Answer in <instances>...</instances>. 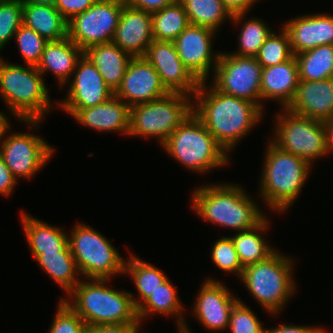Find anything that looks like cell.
<instances>
[{
  "mask_svg": "<svg viewBox=\"0 0 333 333\" xmlns=\"http://www.w3.org/2000/svg\"><path fill=\"white\" fill-rule=\"evenodd\" d=\"M264 113L255 102L223 93L207 81L200 82L193 96V114L227 153L256 127Z\"/></svg>",
  "mask_w": 333,
  "mask_h": 333,
  "instance_id": "1",
  "label": "cell"
},
{
  "mask_svg": "<svg viewBox=\"0 0 333 333\" xmlns=\"http://www.w3.org/2000/svg\"><path fill=\"white\" fill-rule=\"evenodd\" d=\"M246 192L239 184L216 182L196 187L190 203L194 213L204 221L236 232L246 231L267 216Z\"/></svg>",
  "mask_w": 333,
  "mask_h": 333,
  "instance_id": "2",
  "label": "cell"
},
{
  "mask_svg": "<svg viewBox=\"0 0 333 333\" xmlns=\"http://www.w3.org/2000/svg\"><path fill=\"white\" fill-rule=\"evenodd\" d=\"M36 66L7 62L0 56V98L15 120L37 130L49 111L57 108Z\"/></svg>",
  "mask_w": 333,
  "mask_h": 333,
  "instance_id": "3",
  "label": "cell"
},
{
  "mask_svg": "<svg viewBox=\"0 0 333 333\" xmlns=\"http://www.w3.org/2000/svg\"><path fill=\"white\" fill-rule=\"evenodd\" d=\"M266 145L258 195L268 210L282 214L298 200L312 167L307 160L278 148L270 140Z\"/></svg>",
  "mask_w": 333,
  "mask_h": 333,
  "instance_id": "4",
  "label": "cell"
},
{
  "mask_svg": "<svg viewBox=\"0 0 333 333\" xmlns=\"http://www.w3.org/2000/svg\"><path fill=\"white\" fill-rule=\"evenodd\" d=\"M111 279H82L60 300L66 302L89 326L140 323L129 291L111 288Z\"/></svg>",
  "mask_w": 333,
  "mask_h": 333,
  "instance_id": "5",
  "label": "cell"
},
{
  "mask_svg": "<svg viewBox=\"0 0 333 333\" xmlns=\"http://www.w3.org/2000/svg\"><path fill=\"white\" fill-rule=\"evenodd\" d=\"M161 146L171 158L196 174L225 167L231 158L193 113Z\"/></svg>",
  "mask_w": 333,
  "mask_h": 333,
  "instance_id": "6",
  "label": "cell"
},
{
  "mask_svg": "<svg viewBox=\"0 0 333 333\" xmlns=\"http://www.w3.org/2000/svg\"><path fill=\"white\" fill-rule=\"evenodd\" d=\"M295 261L276 250L268 258L244 267L240 281L268 315H279L293 294Z\"/></svg>",
  "mask_w": 333,
  "mask_h": 333,
  "instance_id": "7",
  "label": "cell"
},
{
  "mask_svg": "<svg viewBox=\"0 0 333 333\" xmlns=\"http://www.w3.org/2000/svg\"><path fill=\"white\" fill-rule=\"evenodd\" d=\"M68 234V245L81 277L110 279L124 275L126 259L101 232L78 222Z\"/></svg>",
  "mask_w": 333,
  "mask_h": 333,
  "instance_id": "8",
  "label": "cell"
},
{
  "mask_svg": "<svg viewBox=\"0 0 333 333\" xmlns=\"http://www.w3.org/2000/svg\"><path fill=\"white\" fill-rule=\"evenodd\" d=\"M192 113L193 97L183 93L132 106L128 136L154 137L161 146Z\"/></svg>",
  "mask_w": 333,
  "mask_h": 333,
  "instance_id": "9",
  "label": "cell"
},
{
  "mask_svg": "<svg viewBox=\"0 0 333 333\" xmlns=\"http://www.w3.org/2000/svg\"><path fill=\"white\" fill-rule=\"evenodd\" d=\"M273 118L274 130L270 141L278 148L307 160L329 155L325 122L307 118L280 108Z\"/></svg>",
  "mask_w": 333,
  "mask_h": 333,
  "instance_id": "10",
  "label": "cell"
},
{
  "mask_svg": "<svg viewBox=\"0 0 333 333\" xmlns=\"http://www.w3.org/2000/svg\"><path fill=\"white\" fill-rule=\"evenodd\" d=\"M212 76L210 82L219 91L255 102L261 108L262 66L255 57L221 51Z\"/></svg>",
  "mask_w": 333,
  "mask_h": 333,
  "instance_id": "11",
  "label": "cell"
},
{
  "mask_svg": "<svg viewBox=\"0 0 333 333\" xmlns=\"http://www.w3.org/2000/svg\"><path fill=\"white\" fill-rule=\"evenodd\" d=\"M125 0H96L67 23V36L83 51L112 42Z\"/></svg>",
  "mask_w": 333,
  "mask_h": 333,
  "instance_id": "12",
  "label": "cell"
},
{
  "mask_svg": "<svg viewBox=\"0 0 333 333\" xmlns=\"http://www.w3.org/2000/svg\"><path fill=\"white\" fill-rule=\"evenodd\" d=\"M55 149L41 135L33 132H10L0 145V155L11 173L18 180L32 179L48 164Z\"/></svg>",
  "mask_w": 333,
  "mask_h": 333,
  "instance_id": "13",
  "label": "cell"
},
{
  "mask_svg": "<svg viewBox=\"0 0 333 333\" xmlns=\"http://www.w3.org/2000/svg\"><path fill=\"white\" fill-rule=\"evenodd\" d=\"M215 34L210 28L189 24L173 41L180 60L199 82L208 81L218 63L220 51L214 52L212 46Z\"/></svg>",
  "mask_w": 333,
  "mask_h": 333,
  "instance_id": "14",
  "label": "cell"
},
{
  "mask_svg": "<svg viewBox=\"0 0 333 333\" xmlns=\"http://www.w3.org/2000/svg\"><path fill=\"white\" fill-rule=\"evenodd\" d=\"M65 98L56 102L60 110H80L102 104L114 92L105 84L97 68L83 54L78 60Z\"/></svg>",
  "mask_w": 333,
  "mask_h": 333,
  "instance_id": "15",
  "label": "cell"
},
{
  "mask_svg": "<svg viewBox=\"0 0 333 333\" xmlns=\"http://www.w3.org/2000/svg\"><path fill=\"white\" fill-rule=\"evenodd\" d=\"M196 295L191 312L197 322L211 332L227 331L231 310L239 298L214 277L206 278Z\"/></svg>",
  "mask_w": 333,
  "mask_h": 333,
  "instance_id": "16",
  "label": "cell"
},
{
  "mask_svg": "<svg viewBox=\"0 0 333 333\" xmlns=\"http://www.w3.org/2000/svg\"><path fill=\"white\" fill-rule=\"evenodd\" d=\"M144 57L157 71L162 84L170 93L194 96L200 82L182 63L173 42L153 40Z\"/></svg>",
  "mask_w": 333,
  "mask_h": 333,
  "instance_id": "17",
  "label": "cell"
},
{
  "mask_svg": "<svg viewBox=\"0 0 333 333\" xmlns=\"http://www.w3.org/2000/svg\"><path fill=\"white\" fill-rule=\"evenodd\" d=\"M169 93L154 67L144 56H139L129 61L121 85L114 95L131 108Z\"/></svg>",
  "mask_w": 333,
  "mask_h": 333,
  "instance_id": "18",
  "label": "cell"
},
{
  "mask_svg": "<svg viewBox=\"0 0 333 333\" xmlns=\"http://www.w3.org/2000/svg\"><path fill=\"white\" fill-rule=\"evenodd\" d=\"M281 25L289 36L294 55L324 44L333 45V14H305Z\"/></svg>",
  "mask_w": 333,
  "mask_h": 333,
  "instance_id": "19",
  "label": "cell"
},
{
  "mask_svg": "<svg viewBox=\"0 0 333 333\" xmlns=\"http://www.w3.org/2000/svg\"><path fill=\"white\" fill-rule=\"evenodd\" d=\"M153 41L151 12L123 6L112 43L132 57L144 56Z\"/></svg>",
  "mask_w": 333,
  "mask_h": 333,
  "instance_id": "20",
  "label": "cell"
},
{
  "mask_svg": "<svg viewBox=\"0 0 333 333\" xmlns=\"http://www.w3.org/2000/svg\"><path fill=\"white\" fill-rule=\"evenodd\" d=\"M85 128L129 134L130 107L113 95L106 102L80 110H63Z\"/></svg>",
  "mask_w": 333,
  "mask_h": 333,
  "instance_id": "21",
  "label": "cell"
},
{
  "mask_svg": "<svg viewBox=\"0 0 333 333\" xmlns=\"http://www.w3.org/2000/svg\"><path fill=\"white\" fill-rule=\"evenodd\" d=\"M290 112L326 122L333 117V78L320 81L299 80Z\"/></svg>",
  "mask_w": 333,
  "mask_h": 333,
  "instance_id": "22",
  "label": "cell"
},
{
  "mask_svg": "<svg viewBox=\"0 0 333 333\" xmlns=\"http://www.w3.org/2000/svg\"><path fill=\"white\" fill-rule=\"evenodd\" d=\"M299 83L298 64L295 56L290 60L262 68L261 109L265 111L264 101H276L280 108H287L295 97Z\"/></svg>",
  "mask_w": 333,
  "mask_h": 333,
  "instance_id": "23",
  "label": "cell"
},
{
  "mask_svg": "<svg viewBox=\"0 0 333 333\" xmlns=\"http://www.w3.org/2000/svg\"><path fill=\"white\" fill-rule=\"evenodd\" d=\"M82 55L83 50L67 36L62 40L46 43L36 68L43 76L52 72L56 82H58V87L63 89L72 77L76 64Z\"/></svg>",
  "mask_w": 333,
  "mask_h": 333,
  "instance_id": "24",
  "label": "cell"
},
{
  "mask_svg": "<svg viewBox=\"0 0 333 333\" xmlns=\"http://www.w3.org/2000/svg\"><path fill=\"white\" fill-rule=\"evenodd\" d=\"M178 296L177 289L168 278L137 308L140 324L143 323V320H147L146 318H150L156 313L161 314L163 317L171 316L175 318L177 333H193L188 327V323H186L184 304H182Z\"/></svg>",
  "mask_w": 333,
  "mask_h": 333,
  "instance_id": "25",
  "label": "cell"
},
{
  "mask_svg": "<svg viewBox=\"0 0 333 333\" xmlns=\"http://www.w3.org/2000/svg\"><path fill=\"white\" fill-rule=\"evenodd\" d=\"M103 77L105 84L115 93L120 87L132 56L110 42L93 45L83 51Z\"/></svg>",
  "mask_w": 333,
  "mask_h": 333,
  "instance_id": "26",
  "label": "cell"
},
{
  "mask_svg": "<svg viewBox=\"0 0 333 333\" xmlns=\"http://www.w3.org/2000/svg\"><path fill=\"white\" fill-rule=\"evenodd\" d=\"M21 225L32 254L61 251L68 244V233L21 211Z\"/></svg>",
  "mask_w": 333,
  "mask_h": 333,
  "instance_id": "27",
  "label": "cell"
},
{
  "mask_svg": "<svg viewBox=\"0 0 333 333\" xmlns=\"http://www.w3.org/2000/svg\"><path fill=\"white\" fill-rule=\"evenodd\" d=\"M22 20L48 42L67 37L68 22L55 6L22 3Z\"/></svg>",
  "mask_w": 333,
  "mask_h": 333,
  "instance_id": "28",
  "label": "cell"
},
{
  "mask_svg": "<svg viewBox=\"0 0 333 333\" xmlns=\"http://www.w3.org/2000/svg\"><path fill=\"white\" fill-rule=\"evenodd\" d=\"M37 264L68 295L81 281V274L67 244L61 251L32 254Z\"/></svg>",
  "mask_w": 333,
  "mask_h": 333,
  "instance_id": "29",
  "label": "cell"
},
{
  "mask_svg": "<svg viewBox=\"0 0 333 333\" xmlns=\"http://www.w3.org/2000/svg\"><path fill=\"white\" fill-rule=\"evenodd\" d=\"M269 226V217L266 216L254 228L240 231L230 236L235 244L236 252L243 268L263 261L277 250L263 236L264 234L266 235V230H268Z\"/></svg>",
  "mask_w": 333,
  "mask_h": 333,
  "instance_id": "30",
  "label": "cell"
},
{
  "mask_svg": "<svg viewBox=\"0 0 333 333\" xmlns=\"http://www.w3.org/2000/svg\"><path fill=\"white\" fill-rule=\"evenodd\" d=\"M124 274L131 277L137 296L130 292L133 304L138 308L147 297L160 287L169 277L154 264L146 262L129 251L125 262Z\"/></svg>",
  "mask_w": 333,
  "mask_h": 333,
  "instance_id": "31",
  "label": "cell"
},
{
  "mask_svg": "<svg viewBox=\"0 0 333 333\" xmlns=\"http://www.w3.org/2000/svg\"><path fill=\"white\" fill-rule=\"evenodd\" d=\"M294 56L298 64L299 80L333 78V45L324 44Z\"/></svg>",
  "mask_w": 333,
  "mask_h": 333,
  "instance_id": "32",
  "label": "cell"
},
{
  "mask_svg": "<svg viewBox=\"0 0 333 333\" xmlns=\"http://www.w3.org/2000/svg\"><path fill=\"white\" fill-rule=\"evenodd\" d=\"M248 13L232 16L233 25L241 24L238 37V49L231 52L238 56L255 57L265 40L274 31L261 18H247ZM244 20V21H243ZM242 22V23H241Z\"/></svg>",
  "mask_w": 333,
  "mask_h": 333,
  "instance_id": "33",
  "label": "cell"
},
{
  "mask_svg": "<svg viewBox=\"0 0 333 333\" xmlns=\"http://www.w3.org/2000/svg\"><path fill=\"white\" fill-rule=\"evenodd\" d=\"M153 40L173 42L190 24L182 4H173L151 13Z\"/></svg>",
  "mask_w": 333,
  "mask_h": 333,
  "instance_id": "34",
  "label": "cell"
},
{
  "mask_svg": "<svg viewBox=\"0 0 333 333\" xmlns=\"http://www.w3.org/2000/svg\"><path fill=\"white\" fill-rule=\"evenodd\" d=\"M178 1L187 13L191 25L207 27L218 32L225 21L232 20V16L225 9L221 0Z\"/></svg>",
  "mask_w": 333,
  "mask_h": 333,
  "instance_id": "35",
  "label": "cell"
},
{
  "mask_svg": "<svg viewBox=\"0 0 333 333\" xmlns=\"http://www.w3.org/2000/svg\"><path fill=\"white\" fill-rule=\"evenodd\" d=\"M279 30L278 34H270L255 56L262 68L284 63L294 56L287 32L283 27Z\"/></svg>",
  "mask_w": 333,
  "mask_h": 333,
  "instance_id": "36",
  "label": "cell"
},
{
  "mask_svg": "<svg viewBox=\"0 0 333 333\" xmlns=\"http://www.w3.org/2000/svg\"><path fill=\"white\" fill-rule=\"evenodd\" d=\"M212 262L225 274L231 273L241 278L243 266L239 261L235 244L230 236H223L217 239L211 249Z\"/></svg>",
  "mask_w": 333,
  "mask_h": 333,
  "instance_id": "37",
  "label": "cell"
},
{
  "mask_svg": "<svg viewBox=\"0 0 333 333\" xmlns=\"http://www.w3.org/2000/svg\"><path fill=\"white\" fill-rule=\"evenodd\" d=\"M14 38L24 65L37 66L48 41L24 24L17 29Z\"/></svg>",
  "mask_w": 333,
  "mask_h": 333,
  "instance_id": "38",
  "label": "cell"
},
{
  "mask_svg": "<svg viewBox=\"0 0 333 333\" xmlns=\"http://www.w3.org/2000/svg\"><path fill=\"white\" fill-rule=\"evenodd\" d=\"M22 24V2L0 0V51L14 39L17 29Z\"/></svg>",
  "mask_w": 333,
  "mask_h": 333,
  "instance_id": "39",
  "label": "cell"
},
{
  "mask_svg": "<svg viewBox=\"0 0 333 333\" xmlns=\"http://www.w3.org/2000/svg\"><path fill=\"white\" fill-rule=\"evenodd\" d=\"M258 316L242 301L234 305L231 310L228 331L231 333H268V328L262 325Z\"/></svg>",
  "mask_w": 333,
  "mask_h": 333,
  "instance_id": "40",
  "label": "cell"
},
{
  "mask_svg": "<svg viewBox=\"0 0 333 333\" xmlns=\"http://www.w3.org/2000/svg\"><path fill=\"white\" fill-rule=\"evenodd\" d=\"M48 333H85L84 320L63 300H59Z\"/></svg>",
  "mask_w": 333,
  "mask_h": 333,
  "instance_id": "41",
  "label": "cell"
},
{
  "mask_svg": "<svg viewBox=\"0 0 333 333\" xmlns=\"http://www.w3.org/2000/svg\"><path fill=\"white\" fill-rule=\"evenodd\" d=\"M96 0H56L55 8L68 22L74 16L89 9Z\"/></svg>",
  "mask_w": 333,
  "mask_h": 333,
  "instance_id": "42",
  "label": "cell"
},
{
  "mask_svg": "<svg viewBox=\"0 0 333 333\" xmlns=\"http://www.w3.org/2000/svg\"><path fill=\"white\" fill-rule=\"evenodd\" d=\"M140 323L89 326L85 333H141Z\"/></svg>",
  "mask_w": 333,
  "mask_h": 333,
  "instance_id": "43",
  "label": "cell"
},
{
  "mask_svg": "<svg viewBox=\"0 0 333 333\" xmlns=\"http://www.w3.org/2000/svg\"><path fill=\"white\" fill-rule=\"evenodd\" d=\"M268 333H328L325 327L318 325H294V324H279L274 328H268Z\"/></svg>",
  "mask_w": 333,
  "mask_h": 333,
  "instance_id": "44",
  "label": "cell"
},
{
  "mask_svg": "<svg viewBox=\"0 0 333 333\" xmlns=\"http://www.w3.org/2000/svg\"><path fill=\"white\" fill-rule=\"evenodd\" d=\"M17 181L0 155V195L6 197L12 195L11 193L18 184Z\"/></svg>",
  "mask_w": 333,
  "mask_h": 333,
  "instance_id": "45",
  "label": "cell"
},
{
  "mask_svg": "<svg viewBox=\"0 0 333 333\" xmlns=\"http://www.w3.org/2000/svg\"><path fill=\"white\" fill-rule=\"evenodd\" d=\"M176 0H125V3L133 8L147 12H155L173 4Z\"/></svg>",
  "mask_w": 333,
  "mask_h": 333,
  "instance_id": "46",
  "label": "cell"
},
{
  "mask_svg": "<svg viewBox=\"0 0 333 333\" xmlns=\"http://www.w3.org/2000/svg\"><path fill=\"white\" fill-rule=\"evenodd\" d=\"M259 0H221L231 16L249 13V9Z\"/></svg>",
  "mask_w": 333,
  "mask_h": 333,
  "instance_id": "47",
  "label": "cell"
},
{
  "mask_svg": "<svg viewBox=\"0 0 333 333\" xmlns=\"http://www.w3.org/2000/svg\"><path fill=\"white\" fill-rule=\"evenodd\" d=\"M11 125L12 124H10L9 116L7 118V115L0 110V145L3 142V139L5 138L8 130L14 127Z\"/></svg>",
  "mask_w": 333,
  "mask_h": 333,
  "instance_id": "48",
  "label": "cell"
},
{
  "mask_svg": "<svg viewBox=\"0 0 333 333\" xmlns=\"http://www.w3.org/2000/svg\"><path fill=\"white\" fill-rule=\"evenodd\" d=\"M329 153L333 152V117L325 122Z\"/></svg>",
  "mask_w": 333,
  "mask_h": 333,
  "instance_id": "49",
  "label": "cell"
},
{
  "mask_svg": "<svg viewBox=\"0 0 333 333\" xmlns=\"http://www.w3.org/2000/svg\"><path fill=\"white\" fill-rule=\"evenodd\" d=\"M22 3L43 4L55 6L56 0H20Z\"/></svg>",
  "mask_w": 333,
  "mask_h": 333,
  "instance_id": "50",
  "label": "cell"
}]
</instances>
